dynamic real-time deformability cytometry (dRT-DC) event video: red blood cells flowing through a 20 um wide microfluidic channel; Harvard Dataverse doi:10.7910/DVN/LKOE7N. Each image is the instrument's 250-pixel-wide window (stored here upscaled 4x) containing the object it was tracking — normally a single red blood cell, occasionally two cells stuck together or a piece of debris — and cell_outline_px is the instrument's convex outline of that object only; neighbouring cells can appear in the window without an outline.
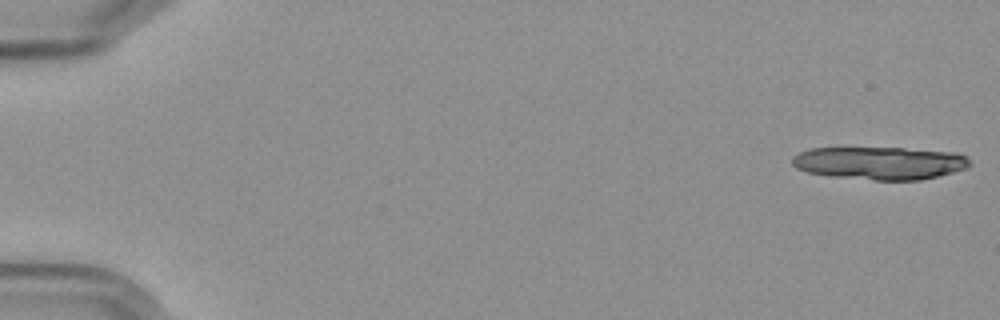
{"species": "Egyptian fruit bat (a non-hibernating species)", "species_latin": "Rousettus aegyptiacus", "temperature_condition": "cold", "stored_images_in_passage": 17, "camera_frame_rate_fps": 3000, "um_per_image_px": 0.085, "frame": {"image": 1, "passage_image": 1, "time_ms": 0.0, "image_size_px": [1000, 320], "cell_outline_px": [[972, 164], [968, 168], [920, 180], [872, 180], [832, 176], [808, 172], [796, 168], [792, 164], [792, 156], [800, 152], [812, 148], [904, 148], [960, 152]], "centroid_in_image_um": [74.8, 13.85], "position_along_channel_um": 10.2, "area_um2": 34.04}}